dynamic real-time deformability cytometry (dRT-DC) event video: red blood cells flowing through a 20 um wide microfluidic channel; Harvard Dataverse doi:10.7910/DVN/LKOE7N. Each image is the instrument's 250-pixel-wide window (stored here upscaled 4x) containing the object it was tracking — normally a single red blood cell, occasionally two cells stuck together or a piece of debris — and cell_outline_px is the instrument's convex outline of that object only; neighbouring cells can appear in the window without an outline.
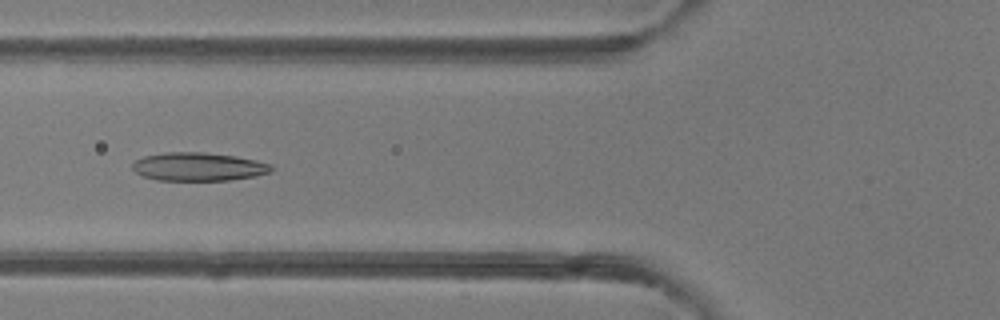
{"species": "common noctule bat (a hibernating species)", "species_latin": "Nyctalus noctula", "temperature_condition": "room temperature", "stored_images_in_passage": 5, "camera_frame_rate_fps": 3000, "um_per_image_px": 0.085, "animal": {"sex": "female"}, "frame": {"image": 1, "passage_image": 5, "time_ms": 5.333, "image_size_px": [1000, 320], "cell_outline_px": [[272, 172], [256, 176], [228, 180], [156, 180], [144, 176], [136, 172], [132, 168], [132, 164], [136, 160], [144, 156], [168, 152], [204, 152], [232, 156], [256, 160], [272, 164]], "centroid_in_image_um": [16.88, 14.17], "position_along_channel_um": 108.9, "area_um2": 22.83}}